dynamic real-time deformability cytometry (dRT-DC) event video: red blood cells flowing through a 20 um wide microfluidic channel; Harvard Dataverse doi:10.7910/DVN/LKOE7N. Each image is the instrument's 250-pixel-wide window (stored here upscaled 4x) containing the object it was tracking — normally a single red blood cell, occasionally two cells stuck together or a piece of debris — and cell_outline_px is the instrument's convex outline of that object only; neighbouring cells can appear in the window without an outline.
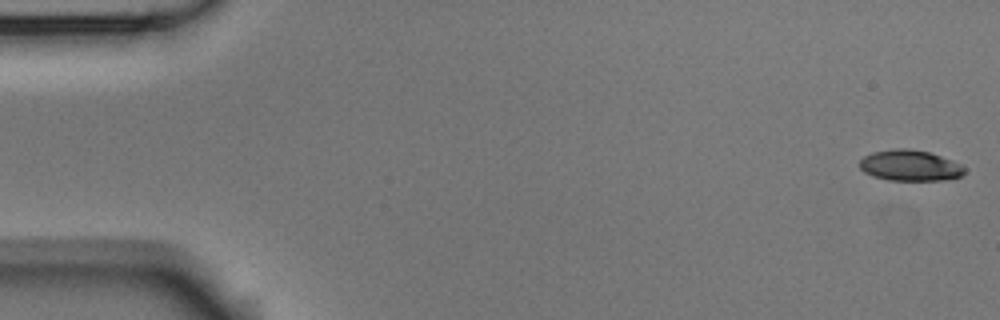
{"species": "Egyptian fruit bat (a non-hibernating species)", "species_latin": "Rousettus aegyptiacus", "temperature_condition": "room temperature", "stored_images_in_passage": 5, "camera_frame_rate_fps": 3000, "um_per_image_px": 0.085, "animal": {"sex": "male"}, "frame": {"image": 1, "passage_image": 1, "time_ms": 0.0, "image_size_px": [1000, 320], "cell_outline_px": [[964, 172], [960, 176], [944, 180], [888, 180], [872, 176], [864, 172], [860, 168], [860, 160], [864, 156], [872, 152], [896, 148], [908, 148], [928, 152], [952, 160], [960, 164], [964, 168]], "centroid_in_image_um": [77.31, 14.06], "position_along_channel_um": 7.7, "area_um2": 18.79}}
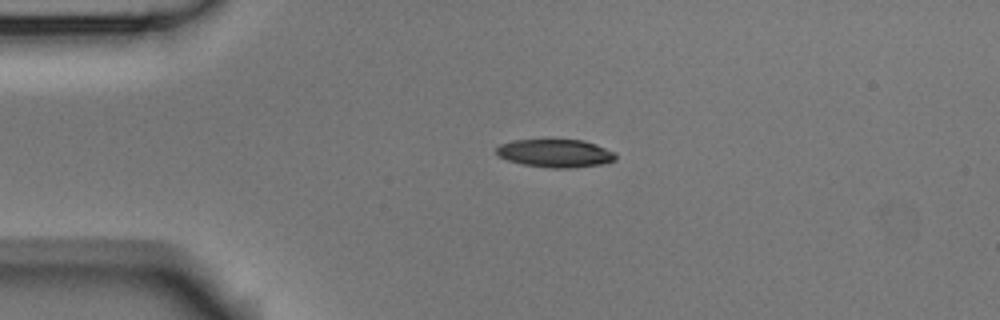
{"frame": {"image": 2, "passage_image": 4, "time_ms": 1.0, "image_size_px": [1000, 320], "cell_outline_px": [[616, 160], [600, 164], [572, 168], [548, 168], [524, 164], [508, 160], [496, 156], [496, 148], [500, 144], [512, 140], [584, 140], [596, 144], [616, 152]], "centroid_in_image_um": [47.2, 13.03], "position_along_channel_um": 37.8, "area_um2": 19.59}}